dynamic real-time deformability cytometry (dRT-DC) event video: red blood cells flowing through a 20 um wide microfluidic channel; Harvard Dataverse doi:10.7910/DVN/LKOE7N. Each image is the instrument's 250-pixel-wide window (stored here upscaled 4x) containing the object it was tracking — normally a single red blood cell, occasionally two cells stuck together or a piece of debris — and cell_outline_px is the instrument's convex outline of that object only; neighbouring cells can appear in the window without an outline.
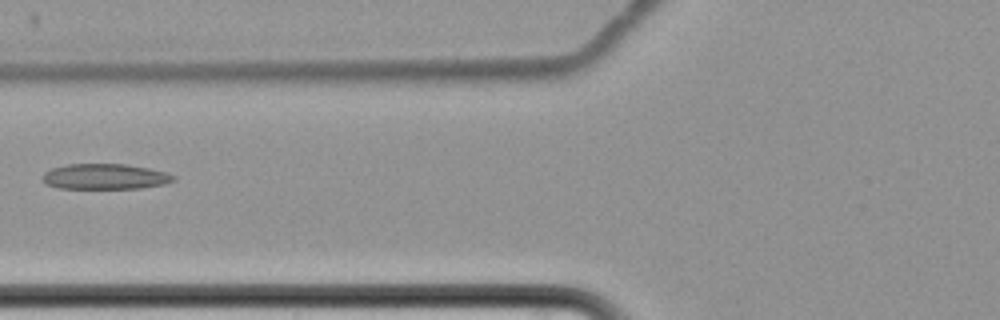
{"species": "common noctule bat (a hibernating species)", "species_latin": "Nyctalus noctula", "temperature_condition": "cold", "stored_images_in_passage": 7, "camera_frame_rate_fps": 3000, "um_per_image_px": 0.085, "animal": {"sex": "female", "body_mass_g": 22.7, "forearm_length_mm": 54.2}, "frame": {"image": 1, "passage_image": 7, "time_ms": 8.0, "image_size_px": [1000, 320], "cell_outline_px": [[176, 180], [164, 184], [140, 188], [60, 188], [44, 184], [44, 172], [52, 168], [68, 164], [128, 164], [148, 168], [164, 172], [176, 176]], "centroid_in_image_um": [8.94, 15.0], "position_along_channel_um": 116.9, "area_um2": 19.36}}